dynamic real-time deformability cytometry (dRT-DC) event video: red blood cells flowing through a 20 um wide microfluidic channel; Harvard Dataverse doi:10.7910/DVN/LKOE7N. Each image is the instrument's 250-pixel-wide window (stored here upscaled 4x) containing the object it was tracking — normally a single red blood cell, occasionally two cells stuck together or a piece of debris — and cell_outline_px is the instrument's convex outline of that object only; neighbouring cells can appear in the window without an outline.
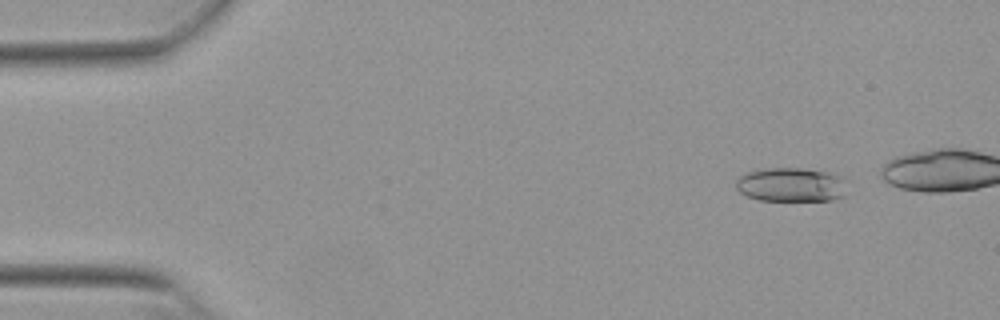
{"species": "Egyptian fruit bat (a non-hibernating species)", "species_latin": "Rousettus aegyptiacus", "temperature_condition": "warm", "stored_images_in_passage": 43, "camera_frame_rate_fps": 3000, "um_per_image_px": 0.085, "animal": {"sex": "female"}, "frame": {"image": 1, "passage_image": 5, "time_ms": 1.333, "image_size_px": [1000, 320], "cell_outline_px": [[848, 180], [844, 196], [832, 200], [760, 200], [748, 196], [740, 192], [736, 188], [736, 180], [740, 176], [748, 172], [768, 168], [804, 168], [824, 172], [840, 176]], "centroid_in_image_um": [67.28, 15.7], "position_along_channel_um": 17.7, "area_um2": 22.08}}
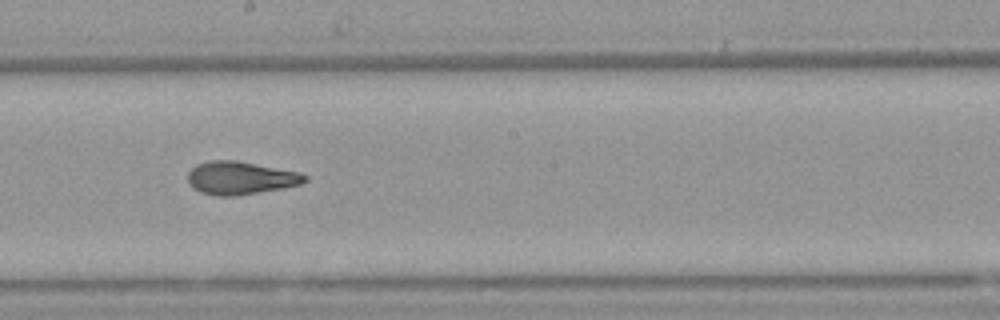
{"frame": {"image": 2, "passage_image": 29, "time_ms": 9.333, "image_size_px": [1000, 320], "cell_outline_px": [[308, 180], [300, 184], [284, 188], [236, 196], [216, 196], [200, 192], [192, 188], [188, 184], [188, 172], [196, 164], [208, 160], [236, 160], [300, 172], [308, 176]], "centroid_in_image_um": [20.42, 15.13], "position_along_channel_um": 227.8, "area_um2": 22.77}}
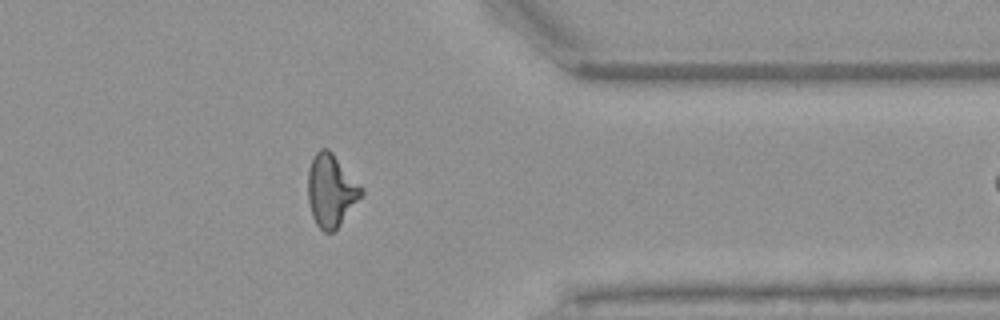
{"frame": {"image": 3, "passage_image": 42, "time_ms": 13.667, "image_size_px": [1000, 320], "cell_outline_px": [[364, 192], [336, 228], [332, 232], [324, 232], [316, 224], [312, 216], [308, 204], [308, 172], [312, 156], [320, 148], [328, 148], [332, 152], [364, 188]], "centroid_in_image_um": [28.12, 16.16], "position_along_channel_um": 383.3, "area_um2": 22.43}}